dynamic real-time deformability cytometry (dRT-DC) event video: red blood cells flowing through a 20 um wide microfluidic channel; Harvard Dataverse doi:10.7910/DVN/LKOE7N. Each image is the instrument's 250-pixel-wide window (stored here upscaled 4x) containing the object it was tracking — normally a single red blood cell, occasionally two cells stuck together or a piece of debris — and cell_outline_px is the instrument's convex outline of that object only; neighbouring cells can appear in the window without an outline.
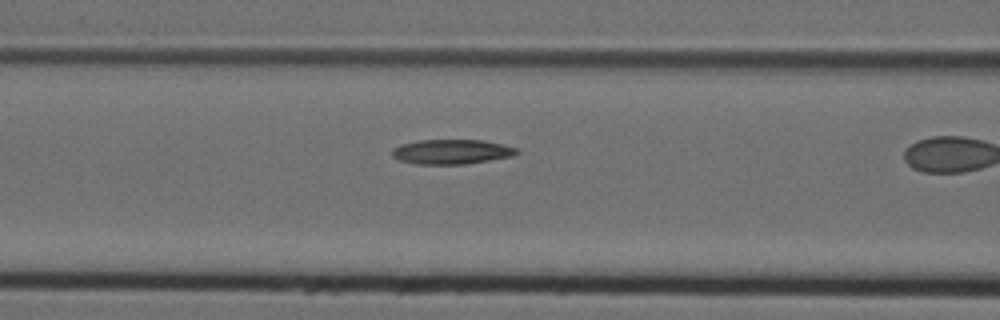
{"species": "Egyptian fruit bat (a non-hibernating species)", "species_latin": "Rousettus aegyptiacus", "temperature_condition": "cold", "stored_images_in_passage": 17, "camera_frame_rate_fps": 3000, "um_per_image_px": 0.085, "animal": {"sex": "female"}, "frame": {"image": 1, "passage_image": 15, "time_ms": 4.667, "image_size_px": [1000, 320], "cell_outline_px": [[520, 152], [512, 156], [464, 164], [412, 164], [400, 160], [392, 156], [392, 148], [404, 144], [420, 140], [484, 140], [516, 148]], "centroid_in_image_um": [38.36, 12.9], "position_along_channel_um": 128.2, "area_um2": 17.74}}